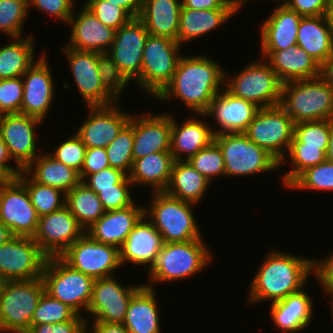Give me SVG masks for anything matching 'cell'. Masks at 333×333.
Here are the masks:
<instances>
[{"mask_svg":"<svg viewBox=\"0 0 333 333\" xmlns=\"http://www.w3.org/2000/svg\"><path fill=\"white\" fill-rule=\"evenodd\" d=\"M182 54L171 82L156 97L162 102L176 97L194 114H204L224 88L225 70L207 55Z\"/></svg>","mask_w":333,"mask_h":333,"instance_id":"1","label":"cell"},{"mask_svg":"<svg viewBox=\"0 0 333 333\" xmlns=\"http://www.w3.org/2000/svg\"><path fill=\"white\" fill-rule=\"evenodd\" d=\"M249 285L247 303L279 301L305 287L313 274V259L284 251H269Z\"/></svg>","mask_w":333,"mask_h":333,"instance_id":"2","label":"cell"},{"mask_svg":"<svg viewBox=\"0 0 333 333\" xmlns=\"http://www.w3.org/2000/svg\"><path fill=\"white\" fill-rule=\"evenodd\" d=\"M204 239L164 243L154 266L147 272L144 285L153 288L159 283L186 279L203 271L212 262L213 254Z\"/></svg>","mask_w":333,"mask_h":333,"instance_id":"3","label":"cell"},{"mask_svg":"<svg viewBox=\"0 0 333 333\" xmlns=\"http://www.w3.org/2000/svg\"><path fill=\"white\" fill-rule=\"evenodd\" d=\"M279 106L294 123L332 120L333 89L320 77L285 82Z\"/></svg>","mask_w":333,"mask_h":333,"instance_id":"4","label":"cell"},{"mask_svg":"<svg viewBox=\"0 0 333 333\" xmlns=\"http://www.w3.org/2000/svg\"><path fill=\"white\" fill-rule=\"evenodd\" d=\"M151 193L149 206L144 207V215L161 233L164 243L204 239L192 211L194 204L183 202L165 192Z\"/></svg>","mask_w":333,"mask_h":333,"instance_id":"5","label":"cell"},{"mask_svg":"<svg viewBox=\"0 0 333 333\" xmlns=\"http://www.w3.org/2000/svg\"><path fill=\"white\" fill-rule=\"evenodd\" d=\"M45 292L42 277L7 281L0 293V333L26 332Z\"/></svg>","mask_w":333,"mask_h":333,"instance_id":"6","label":"cell"},{"mask_svg":"<svg viewBox=\"0 0 333 333\" xmlns=\"http://www.w3.org/2000/svg\"><path fill=\"white\" fill-rule=\"evenodd\" d=\"M244 68L233 77L225 71V88L234 96L251 101L260 108L279 105L282 82L268 61L261 57L260 61L249 62Z\"/></svg>","mask_w":333,"mask_h":333,"instance_id":"7","label":"cell"},{"mask_svg":"<svg viewBox=\"0 0 333 333\" xmlns=\"http://www.w3.org/2000/svg\"><path fill=\"white\" fill-rule=\"evenodd\" d=\"M181 45L166 37L149 34L143 50L142 68L136 84L156 98L171 82L181 57Z\"/></svg>","mask_w":333,"mask_h":333,"instance_id":"8","label":"cell"},{"mask_svg":"<svg viewBox=\"0 0 333 333\" xmlns=\"http://www.w3.org/2000/svg\"><path fill=\"white\" fill-rule=\"evenodd\" d=\"M42 279L45 292L69 305L78 314L87 313L94 279L72 269L60 257H48Z\"/></svg>","mask_w":333,"mask_h":333,"instance_id":"9","label":"cell"},{"mask_svg":"<svg viewBox=\"0 0 333 333\" xmlns=\"http://www.w3.org/2000/svg\"><path fill=\"white\" fill-rule=\"evenodd\" d=\"M223 153L225 176H249L281 168L266 150L252 142L244 133H224L214 136Z\"/></svg>","mask_w":333,"mask_h":333,"instance_id":"10","label":"cell"},{"mask_svg":"<svg viewBox=\"0 0 333 333\" xmlns=\"http://www.w3.org/2000/svg\"><path fill=\"white\" fill-rule=\"evenodd\" d=\"M294 125L279 105L260 108L244 134L281 163L293 140Z\"/></svg>","mask_w":333,"mask_h":333,"instance_id":"11","label":"cell"},{"mask_svg":"<svg viewBox=\"0 0 333 333\" xmlns=\"http://www.w3.org/2000/svg\"><path fill=\"white\" fill-rule=\"evenodd\" d=\"M59 257L72 269L94 280L114 276L113 273L121 268L119 248L97 242L87 233Z\"/></svg>","mask_w":333,"mask_h":333,"instance_id":"12","label":"cell"},{"mask_svg":"<svg viewBox=\"0 0 333 333\" xmlns=\"http://www.w3.org/2000/svg\"><path fill=\"white\" fill-rule=\"evenodd\" d=\"M47 258L33 238L13 236L0 246V274L7 281L40 278Z\"/></svg>","mask_w":333,"mask_h":333,"instance_id":"13","label":"cell"},{"mask_svg":"<svg viewBox=\"0 0 333 333\" xmlns=\"http://www.w3.org/2000/svg\"><path fill=\"white\" fill-rule=\"evenodd\" d=\"M0 220L13 236L33 238L36 233L39 216L17 178L0 179Z\"/></svg>","mask_w":333,"mask_h":333,"instance_id":"14","label":"cell"},{"mask_svg":"<svg viewBox=\"0 0 333 333\" xmlns=\"http://www.w3.org/2000/svg\"><path fill=\"white\" fill-rule=\"evenodd\" d=\"M144 284L125 287L114 276L95 279L87 313L91 322L123 324L132 296Z\"/></svg>","mask_w":333,"mask_h":333,"instance_id":"15","label":"cell"},{"mask_svg":"<svg viewBox=\"0 0 333 333\" xmlns=\"http://www.w3.org/2000/svg\"><path fill=\"white\" fill-rule=\"evenodd\" d=\"M86 233L65 205L39 217L33 239L48 257H59L69 246Z\"/></svg>","mask_w":333,"mask_h":333,"instance_id":"16","label":"cell"},{"mask_svg":"<svg viewBox=\"0 0 333 333\" xmlns=\"http://www.w3.org/2000/svg\"><path fill=\"white\" fill-rule=\"evenodd\" d=\"M41 123L42 120L22 113L0 115V137L16 167L24 170L40 154L35 130Z\"/></svg>","mask_w":333,"mask_h":333,"instance_id":"17","label":"cell"},{"mask_svg":"<svg viewBox=\"0 0 333 333\" xmlns=\"http://www.w3.org/2000/svg\"><path fill=\"white\" fill-rule=\"evenodd\" d=\"M75 86L88 106H108L118 102L103 86L98 71V52L63 47Z\"/></svg>","mask_w":333,"mask_h":333,"instance_id":"18","label":"cell"},{"mask_svg":"<svg viewBox=\"0 0 333 333\" xmlns=\"http://www.w3.org/2000/svg\"><path fill=\"white\" fill-rule=\"evenodd\" d=\"M118 105L88 106L87 118L75 131L86 148H106L129 122L132 114Z\"/></svg>","mask_w":333,"mask_h":333,"instance_id":"19","label":"cell"},{"mask_svg":"<svg viewBox=\"0 0 333 333\" xmlns=\"http://www.w3.org/2000/svg\"><path fill=\"white\" fill-rule=\"evenodd\" d=\"M148 35L149 32L138 18H133L115 31L114 40L107 53L129 82H135L140 77Z\"/></svg>","mask_w":333,"mask_h":333,"instance_id":"20","label":"cell"},{"mask_svg":"<svg viewBox=\"0 0 333 333\" xmlns=\"http://www.w3.org/2000/svg\"><path fill=\"white\" fill-rule=\"evenodd\" d=\"M43 55L24 73L23 101L21 113L46 120L52 107L55 92V82L48 63Z\"/></svg>","mask_w":333,"mask_h":333,"instance_id":"21","label":"cell"},{"mask_svg":"<svg viewBox=\"0 0 333 333\" xmlns=\"http://www.w3.org/2000/svg\"><path fill=\"white\" fill-rule=\"evenodd\" d=\"M260 109L255 103L234 96L225 87L213 98L203 117H214L218 128L214 135L224 133H244Z\"/></svg>","mask_w":333,"mask_h":333,"instance_id":"22","label":"cell"},{"mask_svg":"<svg viewBox=\"0 0 333 333\" xmlns=\"http://www.w3.org/2000/svg\"><path fill=\"white\" fill-rule=\"evenodd\" d=\"M133 115V158L134 160L149 154L170 151L171 122L169 113Z\"/></svg>","mask_w":333,"mask_h":333,"instance_id":"23","label":"cell"},{"mask_svg":"<svg viewBox=\"0 0 333 333\" xmlns=\"http://www.w3.org/2000/svg\"><path fill=\"white\" fill-rule=\"evenodd\" d=\"M74 11L67 25L71 26L68 48L106 53L114 40L115 30L105 26L94 16V14L81 5Z\"/></svg>","mask_w":333,"mask_h":333,"instance_id":"24","label":"cell"},{"mask_svg":"<svg viewBox=\"0 0 333 333\" xmlns=\"http://www.w3.org/2000/svg\"><path fill=\"white\" fill-rule=\"evenodd\" d=\"M146 219L144 215L119 248L121 266L128 262L138 266L148 265L147 272L154 266L164 241L161 233Z\"/></svg>","mask_w":333,"mask_h":333,"instance_id":"25","label":"cell"},{"mask_svg":"<svg viewBox=\"0 0 333 333\" xmlns=\"http://www.w3.org/2000/svg\"><path fill=\"white\" fill-rule=\"evenodd\" d=\"M145 205L134 202L123 209L105 212L86 233L95 241L120 248L131 230L144 216Z\"/></svg>","mask_w":333,"mask_h":333,"instance_id":"26","label":"cell"},{"mask_svg":"<svg viewBox=\"0 0 333 333\" xmlns=\"http://www.w3.org/2000/svg\"><path fill=\"white\" fill-rule=\"evenodd\" d=\"M300 16L285 5H278L260 25L262 51H277L297 45Z\"/></svg>","mask_w":333,"mask_h":333,"instance_id":"27","label":"cell"},{"mask_svg":"<svg viewBox=\"0 0 333 333\" xmlns=\"http://www.w3.org/2000/svg\"><path fill=\"white\" fill-rule=\"evenodd\" d=\"M282 83L319 77L320 64L297 45L277 51H261Z\"/></svg>","mask_w":333,"mask_h":333,"instance_id":"28","label":"cell"},{"mask_svg":"<svg viewBox=\"0 0 333 333\" xmlns=\"http://www.w3.org/2000/svg\"><path fill=\"white\" fill-rule=\"evenodd\" d=\"M214 136L212 127L201 119L190 117L179 124L172 117L170 152L175 161H188L201 149L209 146L214 141Z\"/></svg>","mask_w":333,"mask_h":333,"instance_id":"29","label":"cell"},{"mask_svg":"<svg viewBox=\"0 0 333 333\" xmlns=\"http://www.w3.org/2000/svg\"><path fill=\"white\" fill-rule=\"evenodd\" d=\"M304 290L302 288L269 306L271 318L282 332L298 333L310 325L313 319V301Z\"/></svg>","mask_w":333,"mask_h":333,"instance_id":"30","label":"cell"},{"mask_svg":"<svg viewBox=\"0 0 333 333\" xmlns=\"http://www.w3.org/2000/svg\"><path fill=\"white\" fill-rule=\"evenodd\" d=\"M182 0H143L138 19L149 34L177 41Z\"/></svg>","mask_w":333,"mask_h":333,"instance_id":"31","label":"cell"},{"mask_svg":"<svg viewBox=\"0 0 333 333\" xmlns=\"http://www.w3.org/2000/svg\"><path fill=\"white\" fill-rule=\"evenodd\" d=\"M155 289L143 285L131 298L123 325L130 333H161Z\"/></svg>","mask_w":333,"mask_h":333,"instance_id":"32","label":"cell"},{"mask_svg":"<svg viewBox=\"0 0 333 333\" xmlns=\"http://www.w3.org/2000/svg\"><path fill=\"white\" fill-rule=\"evenodd\" d=\"M174 162L170 151L149 154L133 161L128 178L133 186L150 185L153 192H164L169 184Z\"/></svg>","mask_w":333,"mask_h":333,"instance_id":"33","label":"cell"},{"mask_svg":"<svg viewBox=\"0 0 333 333\" xmlns=\"http://www.w3.org/2000/svg\"><path fill=\"white\" fill-rule=\"evenodd\" d=\"M240 9L194 10L182 5L177 42L183 44L207 35L239 12Z\"/></svg>","mask_w":333,"mask_h":333,"instance_id":"34","label":"cell"},{"mask_svg":"<svg viewBox=\"0 0 333 333\" xmlns=\"http://www.w3.org/2000/svg\"><path fill=\"white\" fill-rule=\"evenodd\" d=\"M24 171L35 182L58 188L65 194L81 182L76 170L55 160L45 151L40 152Z\"/></svg>","mask_w":333,"mask_h":333,"instance_id":"35","label":"cell"},{"mask_svg":"<svg viewBox=\"0 0 333 333\" xmlns=\"http://www.w3.org/2000/svg\"><path fill=\"white\" fill-rule=\"evenodd\" d=\"M297 46L319 64L333 53V34L324 16L302 17L297 33Z\"/></svg>","mask_w":333,"mask_h":333,"instance_id":"36","label":"cell"},{"mask_svg":"<svg viewBox=\"0 0 333 333\" xmlns=\"http://www.w3.org/2000/svg\"><path fill=\"white\" fill-rule=\"evenodd\" d=\"M210 181L188 161H175L165 193L183 202L200 203L206 195Z\"/></svg>","mask_w":333,"mask_h":333,"instance_id":"37","label":"cell"},{"mask_svg":"<svg viewBox=\"0 0 333 333\" xmlns=\"http://www.w3.org/2000/svg\"><path fill=\"white\" fill-rule=\"evenodd\" d=\"M12 41L0 46V79L22 77L43 55L35 59L34 37L11 38Z\"/></svg>","mask_w":333,"mask_h":333,"instance_id":"38","label":"cell"},{"mask_svg":"<svg viewBox=\"0 0 333 333\" xmlns=\"http://www.w3.org/2000/svg\"><path fill=\"white\" fill-rule=\"evenodd\" d=\"M65 198V205L85 231L106 212L98 195L82 182L66 193Z\"/></svg>","mask_w":333,"mask_h":333,"instance_id":"39","label":"cell"},{"mask_svg":"<svg viewBox=\"0 0 333 333\" xmlns=\"http://www.w3.org/2000/svg\"><path fill=\"white\" fill-rule=\"evenodd\" d=\"M17 179L26 187L39 217L65 206L66 194L62 190L35 182L24 170Z\"/></svg>","mask_w":333,"mask_h":333,"instance_id":"40","label":"cell"},{"mask_svg":"<svg viewBox=\"0 0 333 333\" xmlns=\"http://www.w3.org/2000/svg\"><path fill=\"white\" fill-rule=\"evenodd\" d=\"M327 149L328 147H312L304 146V143H291L287 152L289 156H285V159L280 163L282 166L283 163L287 162V157L293 167L281 178L286 189L307 168L326 161Z\"/></svg>","mask_w":333,"mask_h":333,"instance_id":"41","label":"cell"},{"mask_svg":"<svg viewBox=\"0 0 333 333\" xmlns=\"http://www.w3.org/2000/svg\"><path fill=\"white\" fill-rule=\"evenodd\" d=\"M133 142V115H131L129 122L116 139L105 148L110 167L120 169L127 175L130 173L134 161Z\"/></svg>","mask_w":333,"mask_h":333,"instance_id":"42","label":"cell"},{"mask_svg":"<svg viewBox=\"0 0 333 333\" xmlns=\"http://www.w3.org/2000/svg\"><path fill=\"white\" fill-rule=\"evenodd\" d=\"M28 13V0H0V31L10 38L23 37Z\"/></svg>","mask_w":333,"mask_h":333,"instance_id":"43","label":"cell"},{"mask_svg":"<svg viewBox=\"0 0 333 333\" xmlns=\"http://www.w3.org/2000/svg\"><path fill=\"white\" fill-rule=\"evenodd\" d=\"M287 188L311 191H333V162L324 161L307 168Z\"/></svg>","mask_w":333,"mask_h":333,"instance_id":"44","label":"cell"},{"mask_svg":"<svg viewBox=\"0 0 333 333\" xmlns=\"http://www.w3.org/2000/svg\"><path fill=\"white\" fill-rule=\"evenodd\" d=\"M77 315L78 313L69 305L44 292L34 311L31 326L61 323L73 320Z\"/></svg>","mask_w":333,"mask_h":333,"instance_id":"45","label":"cell"},{"mask_svg":"<svg viewBox=\"0 0 333 333\" xmlns=\"http://www.w3.org/2000/svg\"><path fill=\"white\" fill-rule=\"evenodd\" d=\"M188 162L210 182L218 176L225 177L223 153L215 141L193 155Z\"/></svg>","mask_w":333,"mask_h":333,"instance_id":"46","label":"cell"},{"mask_svg":"<svg viewBox=\"0 0 333 333\" xmlns=\"http://www.w3.org/2000/svg\"><path fill=\"white\" fill-rule=\"evenodd\" d=\"M330 120H317L295 123L291 143H304V146L328 147Z\"/></svg>","mask_w":333,"mask_h":333,"instance_id":"47","label":"cell"},{"mask_svg":"<svg viewBox=\"0 0 333 333\" xmlns=\"http://www.w3.org/2000/svg\"><path fill=\"white\" fill-rule=\"evenodd\" d=\"M84 6L89 9L100 22L115 31L133 19L124 8L108 0H87L84 2Z\"/></svg>","mask_w":333,"mask_h":333,"instance_id":"48","label":"cell"},{"mask_svg":"<svg viewBox=\"0 0 333 333\" xmlns=\"http://www.w3.org/2000/svg\"><path fill=\"white\" fill-rule=\"evenodd\" d=\"M98 71L104 88L119 101L121 92L126 89L130 82L107 52L98 53Z\"/></svg>","mask_w":333,"mask_h":333,"instance_id":"49","label":"cell"},{"mask_svg":"<svg viewBox=\"0 0 333 333\" xmlns=\"http://www.w3.org/2000/svg\"><path fill=\"white\" fill-rule=\"evenodd\" d=\"M86 149L81 139L74 133L72 137L70 136V138L66 139L64 142L59 143V146L48 154L55 160L80 173L84 163Z\"/></svg>","mask_w":333,"mask_h":333,"instance_id":"50","label":"cell"},{"mask_svg":"<svg viewBox=\"0 0 333 333\" xmlns=\"http://www.w3.org/2000/svg\"><path fill=\"white\" fill-rule=\"evenodd\" d=\"M23 78L0 79V115L21 113Z\"/></svg>","mask_w":333,"mask_h":333,"instance_id":"51","label":"cell"},{"mask_svg":"<svg viewBox=\"0 0 333 333\" xmlns=\"http://www.w3.org/2000/svg\"><path fill=\"white\" fill-rule=\"evenodd\" d=\"M82 183L96 194L100 189L115 188V184H132L125 172L112 167L88 175Z\"/></svg>","mask_w":333,"mask_h":333,"instance_id":"52","label":"cell"},{"mask_svg":"<svg viewBox=\"0 0 333 333\" xmlns=\"http://www.w3.org/2000/svg\"><path fill=\"white\" fill-rule=\"evenodd\" d=\"M132 184H115V188L100 189L97 193L105 211H113L131 206L135 200L131 196Z\"/></svg>","mask_w":333,"mask_h":333,"instance_id":"53","label":"cell"},{"mask_svg":"<svg viewBox=\"0 0 333 333\" xmlns=\"http://www.w3.org/2000/svg\"><path fill=\"white\" fill-rule=\"evenodd\" d=\"M29 9L34 7L56 20L67 24L74 13V0H28Z\"/></svg>","mask_w":333,"mask_h":333,"instance_id":"54","label":"cell"},{"mask_svg":"<svg viewBox=\"0 0 333 333\" xmlns=\"http://www.w3.org/2000/svg\"><path fill=\"white\" fill-rule=\"evenodd\" d=\"M88 319L78 314L73 320L64 321L55 324L33 325L27 331L28 333H86L89 328Z\"/></svg>","mask_w":333,"mask_h":333,"instance_id":"55","label":"cell"},{"mask_svg":"<svg viewBox=\"0 0 333 333\" xmlns=\"http://www.w3.org/2000/svg\"><path fill=\"white\" fill-rule=\"evenodd\" d=\"M110 167L105 148H87L82 169L79 173L81 182L93 173Z\"/></svg>","mask_w":333,"mask_h":333,"instance_id":"56","label":"cell"},{"mask_svg":"<svg viewBox=\"0 0 333 333\" xmlns=\"http://www.w3.org/2000/svg\"><path fill=\"white\" fill-rule=\"evenodd\" d=\"M324 260L313 259V275L320 283L325 295L333 296V251Z\"/></svg>","mask_w":333,"mask_h":333,"instance_id":"57","label":"cell"},{"mask_svg":"<svg viewBox=\"0 0 333 333\" xmlns=\"http://www.w3.org/2000/svg\"><path fill=\"white\" fill-rule=\"evenodd\" d=\"M329 0H288L286 7L296 11L302 17L324 16Z\"/></svg>","mask_w":333,"mask_h":333,"instance_id":"58","label":"cell"},{"mask_svg":"<svg viewBox=\"0 0 333 333\" xmlns=\"http://www.w3.org/2000/svg\"><path fill=\"white\" fill-rule=\"evenodd\" d=\"M182 5L194 10L240 9L234 0H182Z\"/></svg>","mask_w":333,"mask_h":333,"instance_id":"59","label":"cell"},{"mask_svg":"<svg viewBox=\"0 0 333 333\" xmlns=\"http://www.w3.org/2000/svg\"><path fill=\"white\" fill-rule=\"evenodd\" d=\"M13 159L10 155L9 149L0 137V179H15L23 171L21 167H12L9 164Z\"/></svg>","mask_w":333,"mask_h":333,"instance_id":"60","label":"cell"},{"mask_svg":"<svg viewBox=\"0 0 333 333\" xmlns=\"http://www.w3.org/2000/svg\"><path fill=\"white\" fill-rule=\"evenodd\" d=\"M91 324V332L86 333H130L123 324L105 322H91Z\"/></svg>","mask_w":333,"mask_h":333,"instance_id":"61","label":"cell"},{"mask_svg":"<svg viewBox=\"0 0 333 333\" xmlns=\"http://www.w3.org/2000/svg\"><path fill=\"white\" fill-rule=\"evenodd\" d=\"M124 8L133 18H138L142 8L143 0H108Z\"/></svg>","mask_w":333,"mask_h":333,"instance_id":"62","label":"cell"},{"mask_svg":"<svg viewBox=\"0 0 333 333\" xmlns=\"http://www.w3.org/2000/svg\"><path fill=\"white\" fill-rule=\"evenodd\" d=\"M319 77L333 89V53L320 64Z\"/></svg>","mask_w":333,"mask_h":333,"instance_id":"63","label":"cell"},{"mask_svg":"<svg viewBox=\"0 0 333 333\" xmlns=\"http://www.w3.org/2000/svg\"><path fill=\"white\" fill-rule=\"evenodd\" d=\"M326 161L333 162V119L330 120V134H329L328 149L326 152Z\"/></svg>","mask_w":333,"mask_h":333,"instance_id":"64","label":"cell"},{"mask_svg":"<svg viewBox=\"0 0 333 333\" xmlns=\"http://www.w3.org/2000/svg\"><path fill=\"white\" fill-rule=\"evenodd\" d=\"M13 235L7 226L0 220V246L5 244Z\"/></svg>","mask_w":333,"mask_h":333,"instance_id":"65","label":"cell"},{"mask_svg":"<svg viewBox=\"0 0 333 333\" xmlns=\"http://www.w3.org/2000/svg\"><path fill=\"white\" fill-rule=\"evenodd\" d=\"M326 18L329 23V28L332 31L333 34V0H329L328 2V9L326 13Z\"/></svg>","mask_w":333,"mask_h":333,"instance_id":"66","label":"cell"},{"mask_svg":"<svg viewBox=\"0 0 333 333\" xmlns=\"http://www.w3.org/2000/svg\"><path fill=\"white\" fill-rule=\"evenodd\" d=\"M6 282L7 280L0 274V293L3 291Z\"/></svg>","mask_w":333,"mask_h":333,"instance_id":"67","label":"cell"},{"mask_svg":"<svg viewBox=\"0 0 333 333\" xmlns=\"http://www.w3.org/2000/svg\"><path fill=\"white\" fill-rule=\"evenodd\" d=\"M248 0H234V3L239 6V8L241 9L243 7V5H245L244 3L247 2Z\"/></svg>","mask_w":333,"mask_h":333,"instance_id":"68","label":"cell"},{"mask_svg":"<svg viewBox=\"0 0 333 333\" xmlns=\"http://www.w3.org/2000/svg\"><path fill=\"white\" fill-rule=\"evenodd\" d=\"M328 298H330V312H331V316H332V321H333V296H327Z\"/></svg>","mask_w":333,"mask_h":333,"instance_id":"69","label":"cell"},{"mask_svg":"<svg viewBox=\"0 0 333 333\" xmlns=\"http://www.w3.org/2000/svg\"><path fill=\"white\" fill-rule=\"evenodd\" d=\"M249 1H250V0H249ZM254 1H255V0H254ZM272 1H278V2L281 1L282 3L280 2V5H282V6H283V5H286V3L288 2V0H272Z\"/></svg>","mask_w":333,"mask_h":333,"instance_id":"70","label":"cell"}]
</instances>
